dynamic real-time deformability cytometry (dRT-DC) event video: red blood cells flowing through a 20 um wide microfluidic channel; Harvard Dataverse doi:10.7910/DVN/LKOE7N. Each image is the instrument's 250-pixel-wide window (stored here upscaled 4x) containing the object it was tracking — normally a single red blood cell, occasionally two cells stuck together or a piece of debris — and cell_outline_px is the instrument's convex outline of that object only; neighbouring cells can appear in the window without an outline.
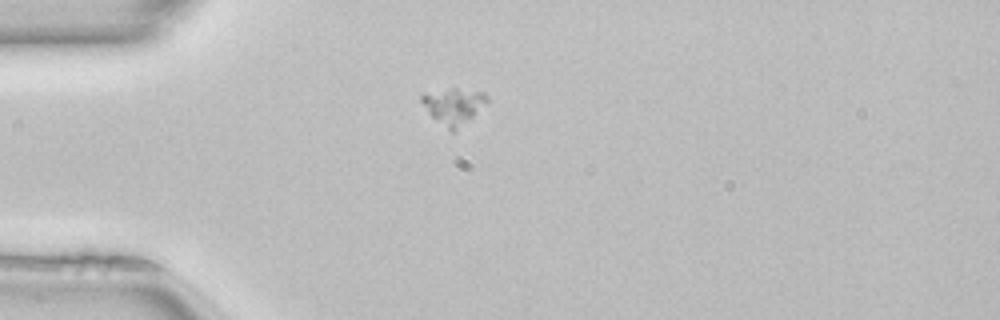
{"species": "common noctule bat (a hibernating species)", "species_latin": "Nyctalus noctula", "temperature_condition": "room temperature", "stored_images_in_passage": 38, "camera_frame_rate_fps": 3000, "um_per_image_px": 0.085, "animal": {"sex": "female", "body_mass_g": 22.7, "forearm_length_mm": 54.2}, "frame": {"image": 1, "passage_image": 1, "time_ms": 0.0, "image_size_px": [1000, 320], "cell_outline_px": [[488, 100], [472, 116], [452, 132], [432, 116], [428, 112], [420, 100], [420, 96], [424, 92], [452, 88], [456, 88], [484, 92], [488, 96]], "centroid_in_image_um": [38.51, 8.96], "position_along_channel_um": 46.5, "area_um2": 13.35}}
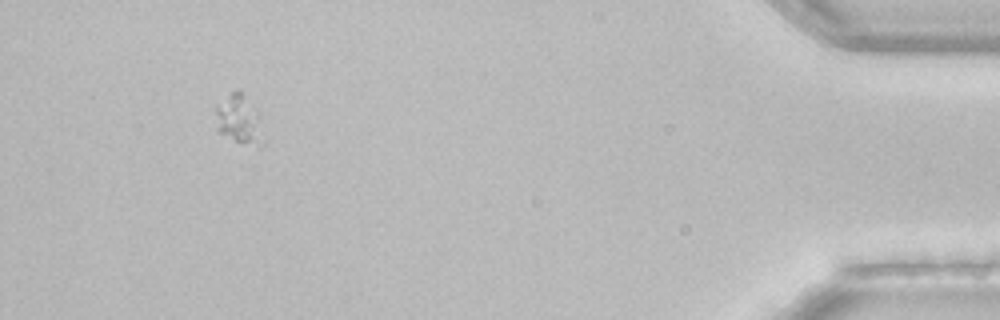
{"frame": {"image": 2, "passage_image": 35, "time_ms": 11.333, "image_size_px": [1000, 320], "cell_outline_px": [[268, 140], [260, 148], [236, 140], [216, 132], [216, 104], [232, 92], [240, 88], [260, 112]], "centroid_in_image_um": [20.44, 10.18], "position_along_channel_um": 414.8, "area_um2": 14.68}}